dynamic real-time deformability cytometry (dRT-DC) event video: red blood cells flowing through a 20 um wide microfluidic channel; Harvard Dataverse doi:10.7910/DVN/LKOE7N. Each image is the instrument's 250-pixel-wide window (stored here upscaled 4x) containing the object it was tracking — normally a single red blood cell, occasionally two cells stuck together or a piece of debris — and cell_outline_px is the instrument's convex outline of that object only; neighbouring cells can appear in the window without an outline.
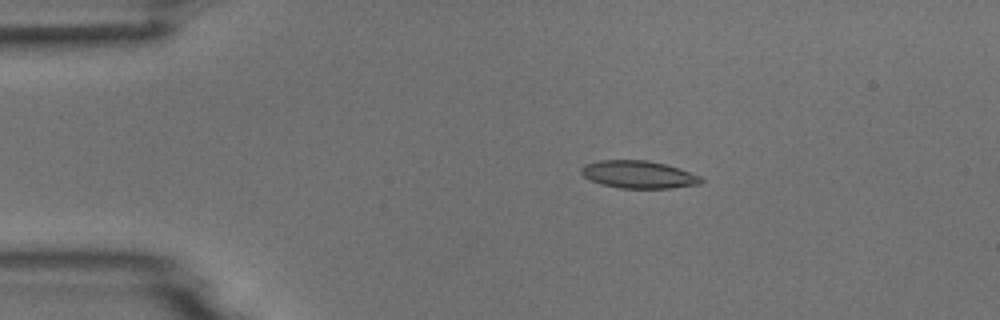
{"species": "common noctule bat (a hibernating species)", "species_latin": "Nyctalus noctula", "temperature_condition": "room temperature", "stored_images_in_passage": 5, "camera_frame_rate_fps": 3000, "um_per_image_px": 0.085, "animal": {"sex": "male", "body_mass_g": 18.8}, "frame": {"image": 1, "passage_image": 2, "time_ms": 1.333, "image_size_px": [1000, 320], "cell_outline_px": [[704, 180], [700, 184], [672, 188], [620, 188], [600, 184], [584, 176], [580, 172], [580, 168], [584, 164], [600, 160], [648, 160], [680, 168], [704, 176]], "centroid_in_image_um": [54.32, 14.83], "position_along_channel_um": 30.7, "area_um2": 19.48}}
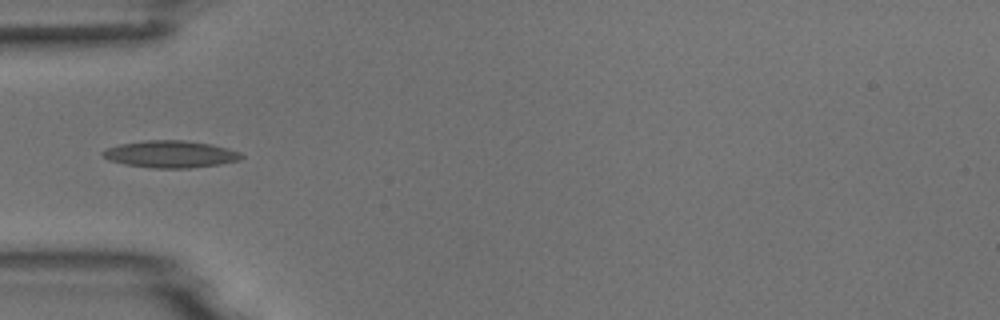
{"frame": {"image": 2, "passage_image": 4, "time_ms": 3.667, "image_size_px": [1000, 320], "cell_outline_px": [[244, 156], [240, 160], [220, 164], [188, 168], [152, 168], [124, 164], [108, 160], [100, 152], [108, 148], [120, 144], [144, 140], [184, 140], [212, 144], [228, 148], [240, 152]], "centroid_in_image_um": [14.5, 13.1], "position_along_channel_um": 70.5, "area_um2": 21.91}}
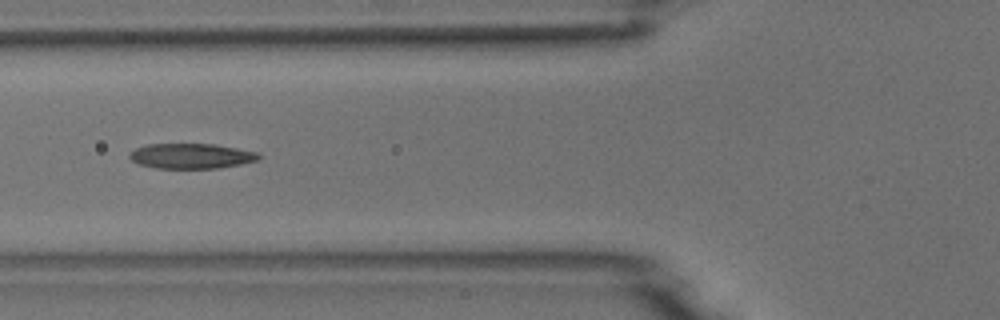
{"frame": {"image": 3, "passage_image": 5, "time_ms": 4.667, "image_size_px": [1000, 320], "cell_outline_px": [[260, 160], [220, 168], [156, 168], [140, 164], [132, 160], [128, 156], [136, 148], [148, 144], [212, 144], [260, 152]], "centroid_in_image_um": [16.3, 13.26], "position_along_channel_um": 109.5, "area_um2": 18.84}}